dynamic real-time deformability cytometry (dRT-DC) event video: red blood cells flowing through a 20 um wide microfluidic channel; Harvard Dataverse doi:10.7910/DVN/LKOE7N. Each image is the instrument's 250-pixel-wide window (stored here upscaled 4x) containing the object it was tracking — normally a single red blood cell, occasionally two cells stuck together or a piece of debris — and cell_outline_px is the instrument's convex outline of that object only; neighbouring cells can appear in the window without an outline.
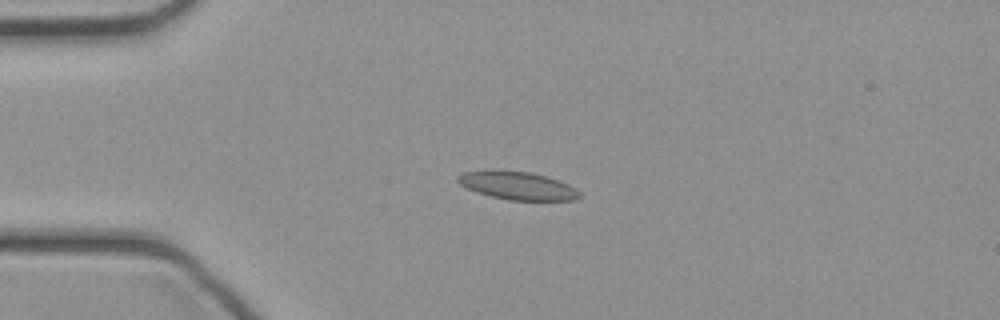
{"species": "common noctule bat (a hibernating species)", "species_latin": "Nyctalus noctula", "temperature_condition": "cold", "stored_images_in_passage": 35, "camera_frame_rate_fps": 3000, "um_per_image_px": 0.085, "animal": {"sex": "female", "body_mass_g": 21.9}, "frame": {"image": 1, "passage_image": 1, "time_ms": 0.0, "image_size_px": [1000, 320], "cell_outline_px": [[580, 196], [576, 200], [508, 200], [476, 192], [460, 184], [456, 180], [456, 176], [464, 172], [488, 168], [492, 168], [532, 172], [568, 184], [576, 188], [580, 192]], "centroid_in_image_um": [43.93, 15.75], "position_along_channel_um": 41.1, "area_um2": 20.23}}
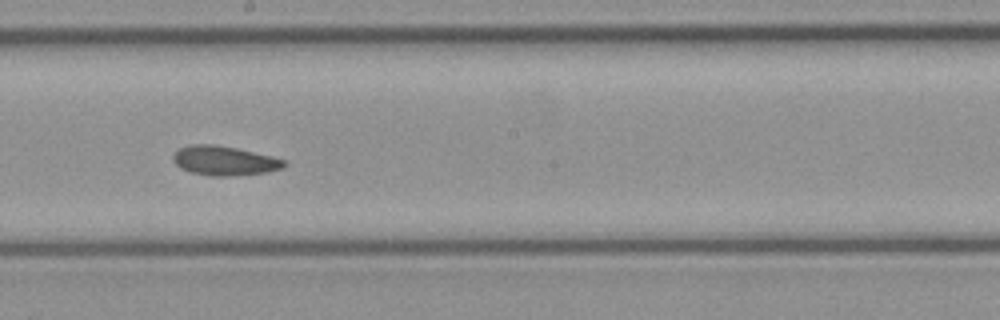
{"frame": {"image": 2, "passage_image": 15, "time_ms": 4.667, "image_size_px": [1000, 320], "cell_outline_px": [[288, 164], [284, 168], [268, 172], [228, 176], [212, 176], [192, 172], [180, 168], [172, 160], [172, 156], [180, 148], [188, 144], [212, 144], [236, 148], [272, 156], [284, 160]], "centroid_in_image_um": [19.08, 13.66], "position_along_channel_um": 229.1, "area_um2": 19.02}}
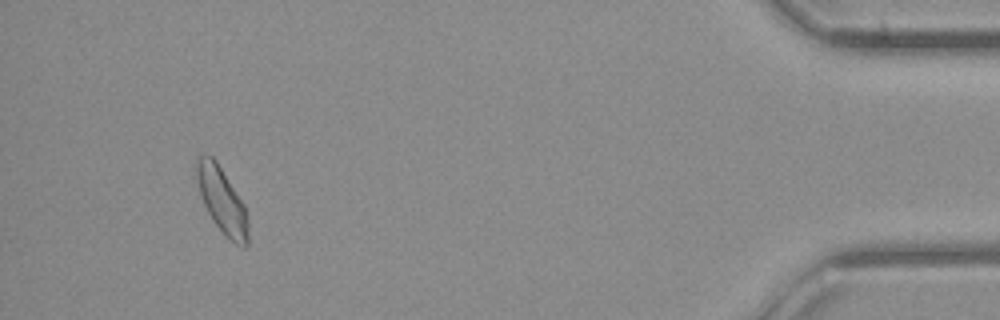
{"frame": {"image": 3, "passage_image": 32, "time_ms": 10.333, "image_size_px": [1000, 320], "cell_outline_px": [[248, 248], [244, 248], [228, 240], [212, 220], [204, 204], [196, 180], [196, 156], [212, 156], [216, 160], [244, 204], [248, 216]], "centroid_in_image_um": [18.89, 17.08], "position_along_channel_um": 416.3, "area_um2": 19.83}}